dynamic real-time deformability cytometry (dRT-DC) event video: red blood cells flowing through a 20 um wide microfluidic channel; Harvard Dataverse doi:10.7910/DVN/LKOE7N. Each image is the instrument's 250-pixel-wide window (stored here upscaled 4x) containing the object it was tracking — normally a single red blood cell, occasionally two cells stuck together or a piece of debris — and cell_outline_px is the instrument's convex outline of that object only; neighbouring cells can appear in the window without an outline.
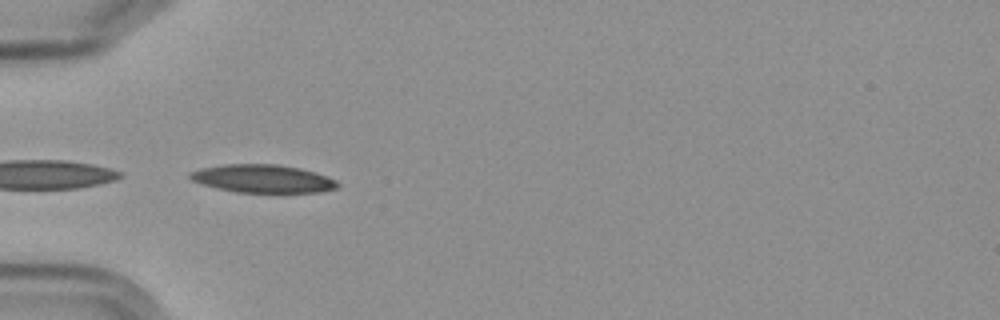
{"species": "Egyptian fruit bat (a non-hibernating species)", "species_latin": "Rousettus aegyptiacus", "temperature_condition": "cold", "stored_images_in_passage": 7, "camera_frame_rate_fps": 3000, "um_per_image_px": 0.085, "frame": {"image": 1, "passage_image": 6, "time_ms": 6.0, "image_size_px": [1000, 320], "cell_outline_px": [[340, 184], [336, 188], [320, 192], [236, 192], [216, 188], [192, 180], [188, 176], [188, 172], [200, 168], [224, 164], [280, 164], [300, 168], [328, 176], [336, 180]], "centroid_in_image_um": [22.33, 15.18], "position_along_channel_um": 62.7, "area_um2": 24.16}}